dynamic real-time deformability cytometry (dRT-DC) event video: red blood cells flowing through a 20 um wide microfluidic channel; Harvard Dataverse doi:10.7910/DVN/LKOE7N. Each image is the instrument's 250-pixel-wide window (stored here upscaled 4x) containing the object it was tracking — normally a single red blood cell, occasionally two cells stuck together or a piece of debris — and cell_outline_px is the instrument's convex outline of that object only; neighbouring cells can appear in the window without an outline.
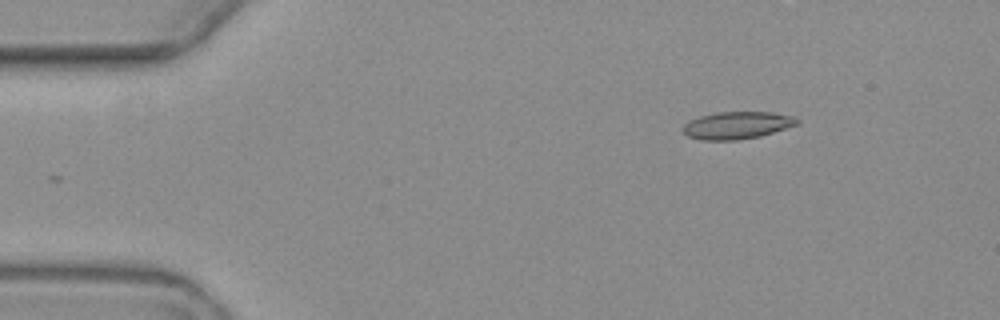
{"species": "common noctule bat (a hibernating species)", "species_latin": "Nyctalus noctula", "temperature_condition": "warm", "stored_images_in_passage": 3, "camera_frame_rate_fps": 3000, "um_per_image_px": 0.085, "animal": {"sex": "female", "body_mass_g": 19.3, "forearm_length_mm": 54.1}, "frame": {"image": 1, "passage_image": 3, "time_ms": 2.333, "image_size_px": [1000, 320], "cell_outline_px": [[800, 124], [760, 136], [736, 140], [700, 140], [688, 136], [684, 132], [684, 124], [688, 120], [700, 116], [716, 112], [772, 112], [792, 116], [800, 120]], "centroid_in_image_um": [62.66, 10.64], "position_along_channel_um": 22.3, "area_um2": 18.21}}